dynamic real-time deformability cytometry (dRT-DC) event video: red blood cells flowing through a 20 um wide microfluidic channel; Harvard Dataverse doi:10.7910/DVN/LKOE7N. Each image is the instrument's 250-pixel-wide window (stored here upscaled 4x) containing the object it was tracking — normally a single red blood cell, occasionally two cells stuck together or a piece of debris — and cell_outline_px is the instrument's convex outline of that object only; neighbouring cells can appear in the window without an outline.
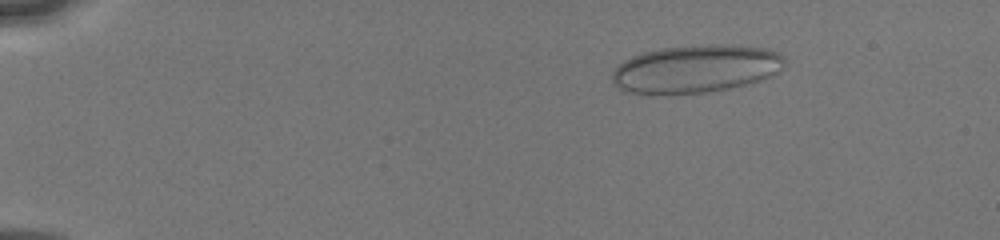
{"species": "human", "species_latin": "Homo sapiens", "temperature_condition": "cold", "stored_images_in_passage": 27, "camera_frame_rate_fps": 3000, "um_per_image_px": 0.085, "donor": {"sex": "male"}, "frame": {"image": 1, "passage_image": 7, "time_ms": 2.333, "image_size_px": [1000, 240], "cell_outline_px": [[784, 64], [776, 72], [768, 76], [744, 84], [728, 88], [704, 92], [628, 92], [620, 88], [612, 80], [612, 72], [624, 60], [632, 56], [644, 52], [660, 48], [708, 44], [732, 44], [768, 48], [780, 52], [784, 56]], "centroid_in_image_um": [59.17, 5.8], "position_along_channel_um": 25.8, "area_um2": 47.22}}
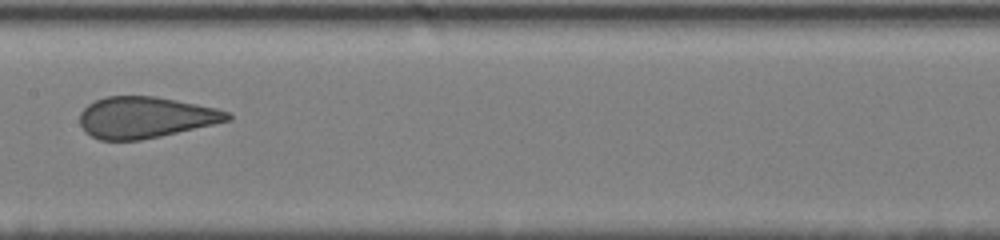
{"frame": {"image": 2, "passage_image": 20, "time_ms": 9.0, "image_size_px": [1000, 240], "cell_outline_px": [[232, 120], [160, 136], [140, 140], [100, 140], [84, 132], [80, 124], [80, 112], [88, 104], [104, 96], [156, 96], [216, 108], [228, 112], [232, 116]], "centroid_in_image_um": [12.34, 9.97], "position_along_channel_um": 195.1, "area_um2": 35.49}}
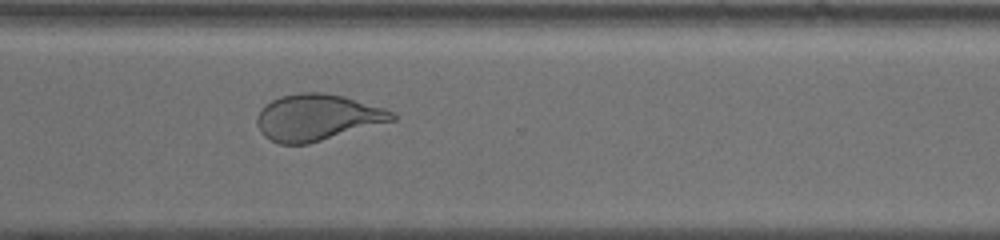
{"frame": {"image": 3, "passage_image": 24, "time_ms": 12.667, "image_size_px": [1000, 240], "cell_outline_px": [[396, 120], [308, 144], [280, 144], [264, 136], [260, 132], [256, 124], [256, 116], [260, 108], [264, 104], [280, 96], [300, 92], [324, 92], [344, 96], [384, 108], [392, 112], [396, 116]], "centroid_in_image_um": [26.93, 9.97], "position_along_channel_um": 343.7, "area_um2": 36.7}}